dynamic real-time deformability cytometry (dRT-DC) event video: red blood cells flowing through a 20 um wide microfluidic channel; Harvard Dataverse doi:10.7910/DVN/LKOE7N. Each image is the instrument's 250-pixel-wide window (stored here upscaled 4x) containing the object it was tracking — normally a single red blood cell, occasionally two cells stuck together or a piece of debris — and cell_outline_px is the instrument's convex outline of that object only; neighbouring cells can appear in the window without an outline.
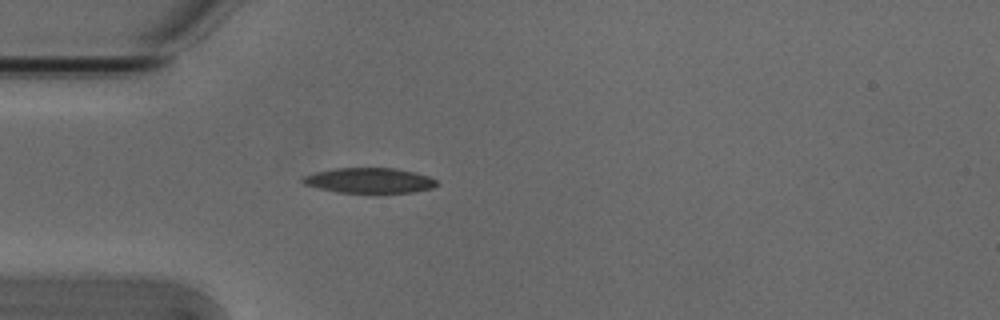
{"species": "Egyptian fruit bat (a non-hibernating species)", "species_latin": "Rousettus aegyptiacus", "temperature_condition": "cold", "stored_images_in_passage": 14, "camera_frame_rate_fps": 3000, "um_per_image_px": 0.085, "animal": {"sex": "male"}, "frame": {"image": 1, "passage_image": 1, "time_ms": 0.0, "image_size_px": [1000, 320], "cell_outline_px": [[440, 184], [432, 188], [412, 192], [336, 192], [304, 184], [300, 180], [304, 176], [316, 172], [336, 168], [396, 168], [428, 176], [436, 180]], "centroid_in_image_um": [31.4, 15.33], "position_along_channel_um": 53.6, "area_um2": 19.42}}
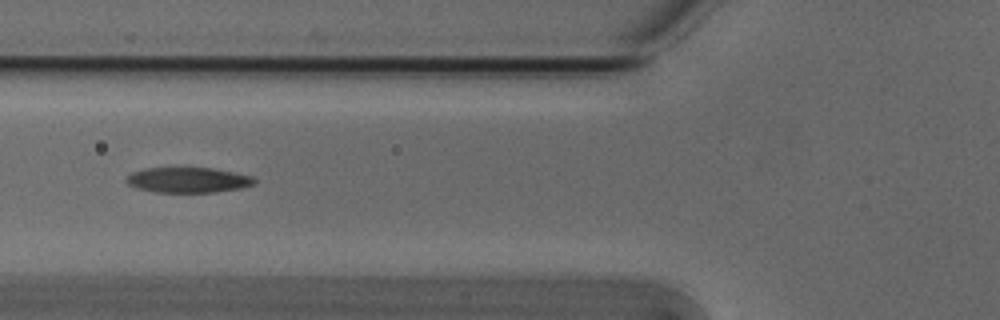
{"frame": {"image": 2, "passage_image": 6, "time_ms": 1.667, "image_size_px": [1000, 320], "cell_outline_px": [[256, 184], [240, 188], [216, 192], [156, 192], [136, 188], [128, 184], [124, 180], [132, 172], [144, 168], [212, 168], [252, 176], [256, 180]], "centroid_in_image_um": [15.97, 15.3], "position_along_channel_um": 109.8, "area_um2": 18.84}}
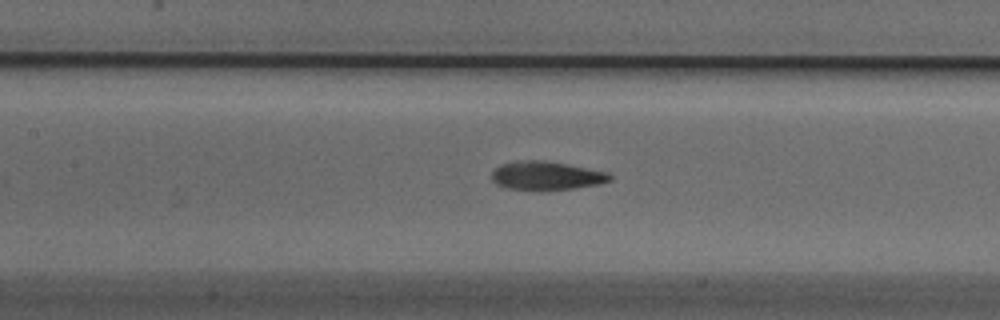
{"frame": {"image": 3, "passage_image": 10, "time_ms": 3.0, "image_size_px": [1000, 320], "cell_outline_px": [[612, 180], [600, 184], [576, 188], [540, 192], [508, 188], [496, 184], [492, 180], [492, 172], [500, 164], [516, 160], [544, 160], [568, 164], [608, 172], [612, 176]], "centroid_in_image_um": [46.44, 14.95], "position_along_channel_um": 161.0, "area_um2": 20.29}}